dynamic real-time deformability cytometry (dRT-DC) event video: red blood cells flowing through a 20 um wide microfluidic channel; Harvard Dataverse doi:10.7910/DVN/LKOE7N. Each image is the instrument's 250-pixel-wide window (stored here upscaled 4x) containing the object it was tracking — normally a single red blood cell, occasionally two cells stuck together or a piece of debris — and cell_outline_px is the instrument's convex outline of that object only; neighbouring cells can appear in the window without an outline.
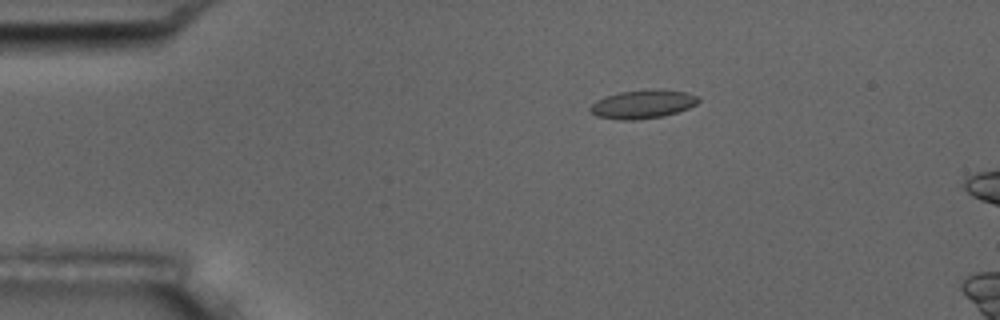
{"species": "common noctule bat (a hibernating species)", "species_latin": "Nyctalus noctula", "temperature_condition": "room temperature", "stored_images_in_passage": 5, "camera_frame_rate_fps": 3000, "um_per_image_px": 0.085, "animal": {"sex": "male", "body_mass_g": 17.5, "forearm_length_mm": 52.3}, "frame": {"image": 1, "passage_image": 3, "time_ms": 2.333, "image_size_px": [1000, 320], "cell_outline_px": [[700, 100], [696, 104], [688, 108], [664, 116], [636, 120], [620, 120], [596, 116], [588, 108], [596, 100], [604, 96], [620, 92], [660, 88], [684, 92], [696, 96]], "centroid_in_image_um": [54.61, 8.85], "position_along_channel_um": 30.4, "area_um2": 18.03}}